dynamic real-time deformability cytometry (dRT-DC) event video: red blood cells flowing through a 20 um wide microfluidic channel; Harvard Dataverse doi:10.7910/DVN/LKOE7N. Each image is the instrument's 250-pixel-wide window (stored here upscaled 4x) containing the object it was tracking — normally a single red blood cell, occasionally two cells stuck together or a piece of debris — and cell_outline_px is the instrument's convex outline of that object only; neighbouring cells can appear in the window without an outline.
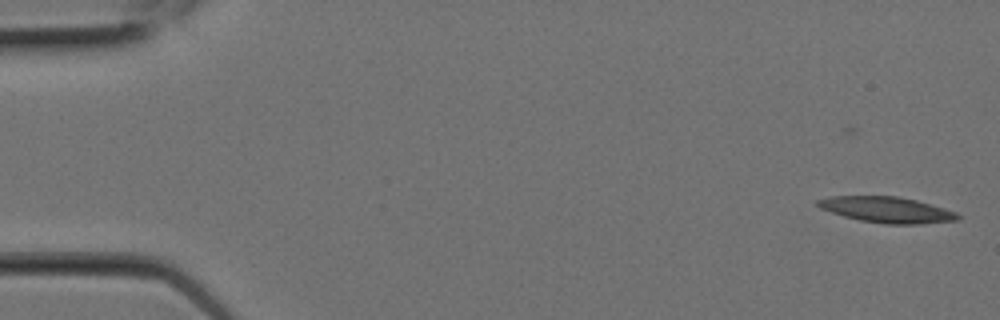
{"species": "Egyptian fruit bat (a non-hibernating species)", "species_latin": "Rousettus aegyptiacus", "temperature_condition": "room temperature", "stored_images_in_passage": 8, "camera_frame_rate_fps": 3000, "um_per_image_px": 0.085, "animal": {"sex": "female"}, "frame": {"image": 1, "passage_image": 3, "time_ms": 0.667, "image_size_px": [1000, 320], "cell_outline_px": [[960, 220], [920, 224], [884, 224], [860, 220], [844, 216], [820, 208], [816, 204], [816, 200], [832, 196], [896, 196], [916, 200], [944, 208], [956, 212], [960, 216]], "centroid_in_image_um": [75.4, 17.83], "position_along_channel_um": 9.6, "area_um2": 21.04}}
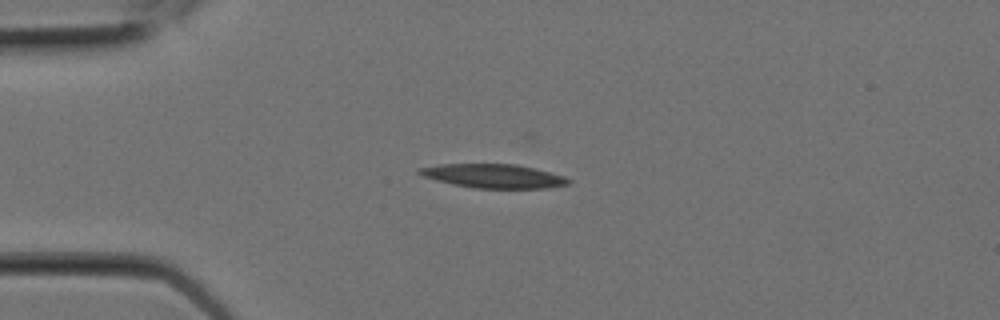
{"frame": {"image": 2, "passage_image": 7, "time_ms": 2.0, "image_size_px": [1000, 320], "cell_outline_px": [[572, 180], [568, 184], [548, 188], [472, 188], [452, 184], [436, 180], [424, 176], [416, 172], [416, 168], [440, 164], [516, 164], [564, 176]], "centroid_in_image_um": [41.91, 14.96], "position_along_channel_um": 43.1, "area_um2": 20.69}}